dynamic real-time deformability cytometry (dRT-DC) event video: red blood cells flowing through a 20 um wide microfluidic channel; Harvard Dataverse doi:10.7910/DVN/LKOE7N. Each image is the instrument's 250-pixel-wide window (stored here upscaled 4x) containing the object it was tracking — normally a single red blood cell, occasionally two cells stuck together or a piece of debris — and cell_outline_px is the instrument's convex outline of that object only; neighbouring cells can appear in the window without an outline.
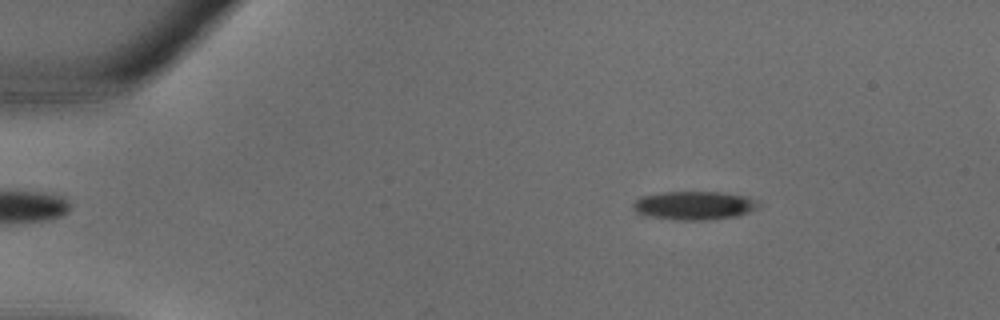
{"species": "common noctule bat (a hibernating species)", "species_latin": "Nyctalus noctula", "temperature_condition": "warm", "stored_images_in_passage": 31, "camera_frame_rate_fps": 3000, "um_per_image_px": 0.085, "animal": {"sex": "male", "body_mass_g": 18.8}, "frame": {"image": 1, "passage_image": 2, "time_ms": 0.333, "image_size_px": [1000, 320], "cell_outline_px": [[760, 208], [736, 216], [708, 220], [672, 220], [644, 216], [636, 212], [632, 204], [640, 196], [664, 192], [720, 192], [748, 196], [760, 200]], "centroid_in_image_um": [59.03, 17.47], "position_along_channel_um": 26.0, "area_um2": 21.27}}
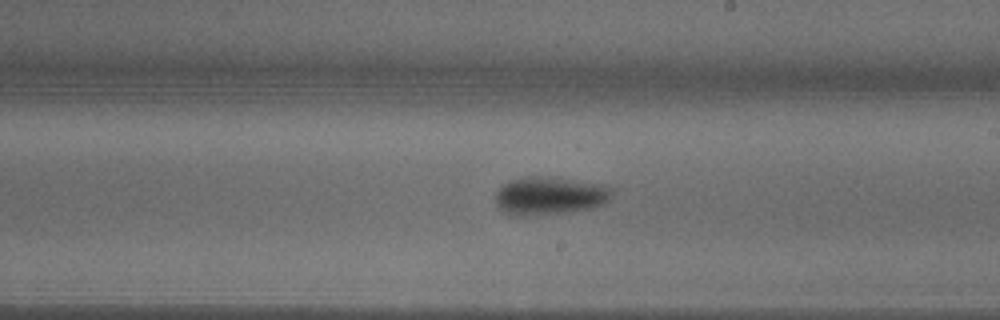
{"frame": {"image": 2, "passage_image": 17, "time_ms": 5.333, "image_size_px": [1000, 320], "cell_outline_px": [[612, 192], [608, 200], [592, 208], [564, 212], [516, 216], [512, 216], [504, 212], [496, 204], [496, 192], [504, 184], [512, 180], [524, 176], [560, 176], [604, 184], [612, 188]], "centroid_in_image_um": [46.73, 16.6], "position_along_channel_um": 242.3, "area_um2": 26.01}}
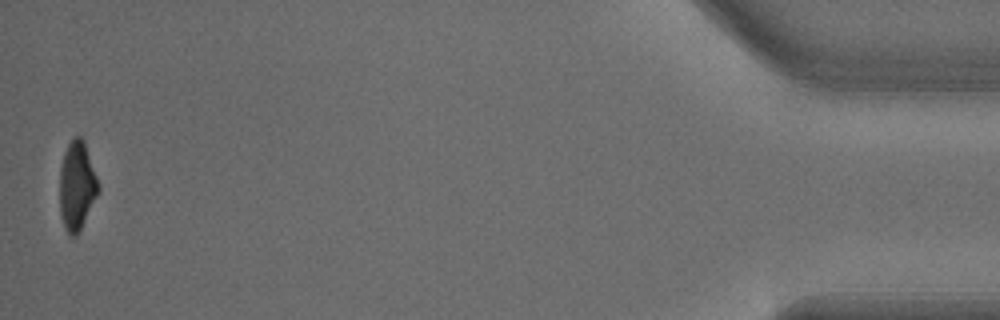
{"frame": {"image": 3, "passage_image": 31, "time_ms": 10.0, "image_size_px": [1000, 320], "cell_outline_px": [[100, 188], [76, 236], [72, 240], [68, 236], [64, 228], [60, 216], [60, 168], [64, 152], [68, 144], [76, 136], [80, 136], [84, 140]], "centroid_in_image_um": [6.51, 15.82], "position_along_channel_um": 428.7, "area_um2": 19.77}}